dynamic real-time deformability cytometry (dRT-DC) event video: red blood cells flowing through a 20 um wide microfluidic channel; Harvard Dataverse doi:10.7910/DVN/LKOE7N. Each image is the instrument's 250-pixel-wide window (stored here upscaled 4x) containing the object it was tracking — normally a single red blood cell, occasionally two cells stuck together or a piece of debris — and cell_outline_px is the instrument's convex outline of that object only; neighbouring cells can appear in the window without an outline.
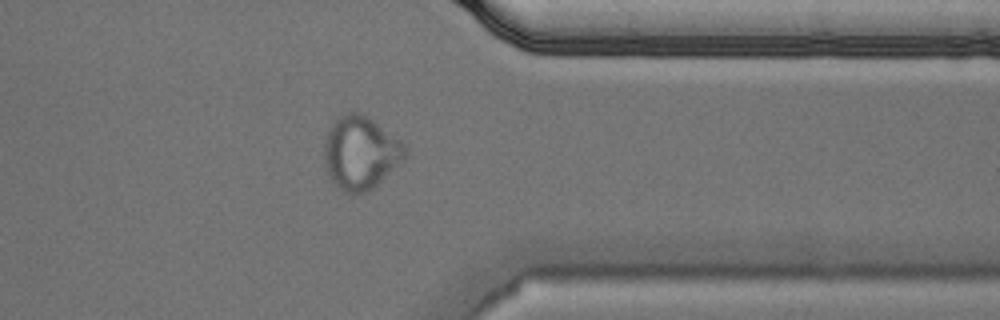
{"species": "Egyptian fruit bat (a non-hibernating species)", "species_latin": "Rousettus aegyptiacus", "temperature_condition": "cold", "stored_images_in_passage": 40, "camera_frame_rate_fps": 3000, "um_per_image_px": 0.085, "animal": {"sex": "male"}, "frame": {"image": 1, "passage_image": 29, "time_ms": 9.333, "image_size_px": [1000, 320], "cell_outline_px": [[408, 156], [400, 164], [372, 188], [356, 196], [352, 196], [344, 192], [332, 180], [324, 164], [324, 144], [328, 132], [332, 124], [344, 112], [360, 112], [368, 116], [400, 140], [404, 144], [408, 152]], "centroid_in_image_um": [30.66, 12.99], "position_along_channel_um": 380.7, "area_um2": 34.56}, "authors_computed_cell_mechanics": {"area_um2": 27.5995, "velocity_mm_per_s": 3.5977, "shape_relaxation_time_tau1_ms": null, "shape_relaxation_time_tau2_ms": 1.2511, "deformation_change_tau1": null, "deformation_change_tau2": 0.0585}}